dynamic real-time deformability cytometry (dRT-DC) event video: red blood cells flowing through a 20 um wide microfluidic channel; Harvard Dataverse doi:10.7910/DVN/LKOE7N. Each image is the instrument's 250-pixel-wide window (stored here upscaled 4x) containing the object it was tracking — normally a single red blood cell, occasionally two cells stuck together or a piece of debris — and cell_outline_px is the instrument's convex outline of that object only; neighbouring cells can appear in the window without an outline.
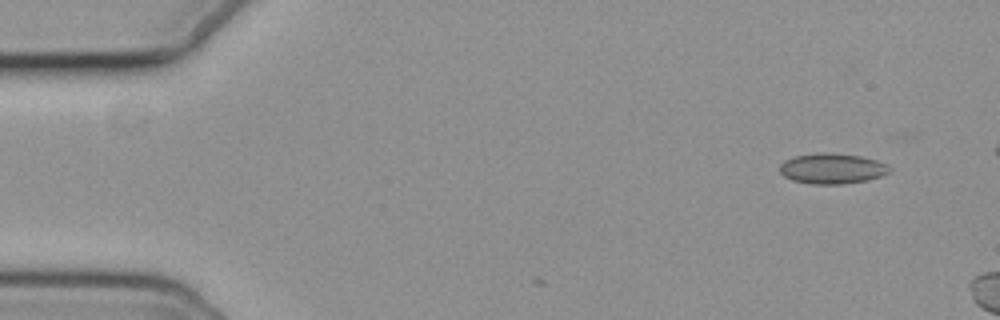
{"species": "common noctule bat (a hibernating species)", "species_latin": "Nyctalus noctula", "temperature_condition": "cold", "stored_images_in_passage": 5, "camera_frame_rate_fps": 3000, "um_per_image_px": 0.085, "animal": {"sex": "female", "body_mass_g": 19.3, "forearm_length_mm": 54.1}, "frame": {"image": 1, "passage_image": 1, "time_ms": 0.0, "image_size_px": [1000, 320], "cell_outline_px": [[892, 168], [888, 172], [880, 176], [868, 180], [844, 184], [812, 184], [792, 180], [784, 176], [780, 172], [780, 164], [784, 160], [796, 156], [820, 152], [828, 152], [860, 156], [876, 160], [888, 164]], "centroid_in_image_um": [70.73, 14.32], "position_along_channel_um": 14.3, "area_um2": 19.54}}